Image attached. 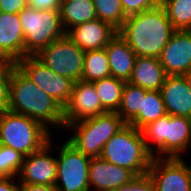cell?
<instances>
[{
	"label": "cell",
	"instance_id": "obj_34",
	"mask_svg": "<svg viewBox=\"0 0 191 191\" xmlns=\"http://www.w3.org/2000/svg\"><path fill=\"white\" fill-rule=\"evenodd\" d=\"M15 180L16 177L0 178V191H19V181L17 184Z\"/></svg>",
	"mask_w": 191,
	"mask_h": 191
},
{
	"label": "cell",
	"instance_id": "obj_26",
	"mask_svg": "<svg viewBox=\"0 0 191 191\" xmlns=\"http://www.w3.org/2000/svg\"><path fill=\"white\" fill-rule=\"evenodd\" d=\"M175 30H191V0H161Z\"/></svg>",
	"mask_w": 191,
	"mask_h": 191
},
{
	"label": "cell",
	"instance_id": "obj_18",
	"mask_svg": "<svg viewBox=\"0 0 191 191\" xmlns=\"http://www.w3.org/2000/svg\"><path fill=\"white\" fill-rule=\"evenodd\" d=\"M160 92L168 115L191 118V91L184 75L166 76Z\"/></svg>",
	"mask_w": 191,
	"mask_h": 191
},
{
	"label": "cell",
	"instance_id": "obj_30",
	"mask_svg": "<svg viewBox=\"0 0 191 191\" xmlns=\"http://www.w3.org/2000/svg\"><path fill=\"white\" fill-rule=\"evenodd\" d=\"M161 0H121L126 17L154 9L160 5Z\"/></svg>",
	"mask_w": 191,
	"mask_h": 191
},
{
	"label": "cell",
	"instance_id": "obj_19",
	"mask_svg": "<svg viewBox=\"0 0 191 191\" xmlns=\"http://www.w3.org/2000/svg\"><path fill=\"white\" fill-rule=\"evenodd\" d=\"M109 60L110 76L128 82L132 76L136 54L117 34L105 47Z\"/></svg>",
	"mask_w": 191,
	"mask_h": 191
},
{
	"label": "cell",
	"instance_id": "obj_36",
	"mask_svg": "<svg viewBox=\"0 0 191 191\" xmlns=\"http://www.w3.org/2000/svg\"><path fill=\"white\" fill-rule=\"evenodd\" d=\"M185 78L188 82V85H189V88H190V91H191V71L189 73H186L185 75Z\"/></svg>",
	"mask_w": 191,
	"mask_h": 191
},
{
	"label": "cell",
	"instance_id": "obj_4",
	"mask_svg": "<svg viewBox=\"0 0 191 191\" xmlns=\"http://www.w3.org/2000/svg\"><path fill=\"white\" fill-rule=\"evenodd\" d=\"M100 157L131 171L135 176L147 174L153 159L141 130L129 124H125L105 143Z\"/></svg>",
	"mask_w": 191,
	"mask_h": 191
},
{
	"label": "cell",
	"instance_id": "obj_22",
	"mask_svg": "<svg viewBox=\"0 0 191 191\" xmlns=\"http://www.w3.org/2000/svg\"><path fill=\"white\" fill-rule=\"evenodd\" d=\"M167 115L161 92L158 90L147 91L142 97L141 110L128 123L141 130L147 124Z\"/></svg>",
	"mask_w": 191,
	"mask_h": 191
},
{
	"label": "cell",
	"instance_id": "obj_15",
	"mask_svg": "<svg viewBox=\"0 0 191 191\" xmlns=\"http://www.w3.org/2000/svg\"><path fill=\"white\" fill-rule=\"evenodd\" d=\"M24 58V34L19 14L0 12V61L16 64Z\"/></svg>",
	"mask_w": 191,
	"mask_h": 191
},
{
	"label": "cell",
	"instance_id": "obj_9",
	"mask_svg": "<svg viewBox=\"0 0 191 191\" xmlns=\"http://www.w3.org/2000/svg\"><path fill=\"white\" fill-rule=\"evenodd\" d=\"M84 55L85 51L65 35L53 41L35 57L58 75L77 82L81 80Z\"/></svg>",
	"mask_w": 191,
	"mask_h": 191
},
{
	"label": "cell",
	"instance_id": "obj_11",
	"mask_svg": "<svg viewBox=\"0 0 191 191\" xmlns=\"http://www.w3.org/2000/svg\"><path fill=\"white\" fill-rule=\"evenodd\" d=\"M148 173L156 191L191 190V164L183 158H153Z\"/></svg>",
	"mask_w": 191,
	"mask_h": 191
},
{
	"label": "cell",
	"instance_id": "obj_32",
	"mask_svg": "<svg viewBox=\"0 0 191 191\" xmlns=\"http://www.w3.org/2000/svg\"><path fill=\"white\" fill-rule=\"evenodd\" d=\"M27 6V0H0V12L19 14Z\"/></svg>",
	"mask_w": 191,
	"mask_h": 191
},
{
	"label": "cell",
	"instance_id": "obj_35",
	"mask_svg": "<svg viewBox=\"0 0 191 191\" xmlns=\"http://www.w3.org/2000/svg\"><path fill=\"white\" fill-rule=\"evenodd\" d=\"M19 191H57L55 186L19 183Z\"/></svg>",
	"mask_w": 191,
	"mask_h": 191
},
{
	"label": "cell",
	"instance_id": "obj_20",
	"mask_svg": "<svg viewBox=\"0 0 191 191\" xmlns=\"http://www.w3.org/2000/svg\"><path fill=\"white\" fill-rule=\"evenodd\" d=\"M166 76L159 58L136 57L132 76L128 82L148 91H160Z\"/></svg>",
	"mask_w": 191,
	"mask_h": 191
},
{
	"label": "cell",
	"instance_id": "obj_12",
	"mask_svg": "<svg viewBox=\"0 0 191 191\" xmlns=\"http://www.w3.org/2000/svg\"><path fill=\"white\" fill-rule=\"evenodd\" d=\"M53 137L40 150L24 156L22 167L17 175L19 183L55 186L57 179L56 158L50 154Z\"/></svg>",
	"mask_w": 191,
	"mask_h": 191
},
{
	"label": "cell",
	"instance_id": "obj_31",
	"mask_svg": "<svg viewBox=\"0 0 191 191\" xmlns=\"http://www.w3.org/2000/svg\"><path fill=\"white\" fill-rule=\"evenodd\" d=\"M114 191H156L155 184L149 173L135 176L130 182Z\"/></svg>",
	"mask_w": 191,
	"mask_h": 191
},
{
	"label": "cell",
	"instance_id": "obj_1",
	"mask_svg": "<svg viewBox=\"0 0 191 191\" xmlns=\"http://www.w3.org/2000/svg\"><path fill=\"white\" fill-rule=\"evenodd\" d=\"M8 110L41 122L46 128L65 129L64 109L11 63Z\"/></svg>",
	"mask_w": 191,
	"mask_h": 191
},
{
	"label": "cell",
	"instance_id": "obj_8",
	"mask_svg": "<svg viewBox=\"0 0 191 191\" xmlns=\"http://www.w3.org/2000/svg\"><path fill=\"white\" fill-rule=\"evenodd\" d=\"M57 162V191H92L89 183L90 156L79 152L67 139L59 147Z\"/></svg>",
	"mask_w": 191,
	"mask_h": 191
},
{
	"label": "cell",
	"instance_id": "obj_2",
	"mask_svg": "<svg viewBox=\"0 0 191 191\" xmlns=\"http://www.w3.org/2000/svg\"><path fill=\"white\" fill-rule=\"evenodd\" d=\"M174 31L164 8L159 5L128 16L118 34L137 57L159 58Z\"/></svg>",
	"mask_w": 191,
	"mask_h": 191
},
{
	"label": "cell",
	"instance_id": "obj_33",
	"mask_svg": "<svg viewBox=\"0 0 191 191\" xmlns=\"http://www.w3.org/2000/svg\"><path fill=\"white\" fill-rule=\"evenodd\" d=\"M63 0H27L28 6L36 10H54L60 11Z\"/></svg>",
	"mask_w": 191,
	"mask_h": 191
},
{
	"label": "cell",
	"instance_id": "obj_29",
	"mask_svg": "<svg viewBox=\"0 0 191 191\" xmlns=\"http://www.w3.org/2000/svg\"><path fill=\"white\" fill-rule=\"evenodd\" d=\"M11 62L0 61V113L8 110Z\"/></svg>",
	"mask_w": 191,
	"mask_h": 191
},
{
	"label": "cell",
	"instance_id": "obj_24",
	"mask_svg": "<svg viewBox=\"0 0 191 191\" xmlns=\"http://www.w3.org/2000/svg\"><path fill=\"white\" fill-rule=\"evenodd\" d=\"M109 76V60L105 48L85 51L81 80L94 82Z\"/></svg>",
	"mask_w": 191,
	"mask_h": 191
},
{
	"label": "cell",
	"instance_id": "obj_5",
	"mask_svg": "<svg viewBox=\"0 0 191 191\" xmlns=\"http://www.w3.org/2000/svg\"><path fill=\"white\" fill-rule=\"evenodd\" d=\"M52 133L36 119L9 110L0 113V145L24 156L40 150L49 142Z\"/></svg>",
	"mask_w": 191,
	"mask_h": 191
},
{
	"label": "cell",
	"instance_id": "obj_21",
	"mask_svg": "<svg viewBox=\"0 0 191 191\" xmlns=\"http://www.w3.org/2000/svg\"><path fill=\"white\" fill-rule=\"evenodd\" d=\"M60 17L65 32L78 24L96 19L93 0H63Z\"/></svg>",
	"mask_w": 191,
	"mask_h": 191
},
{
	"label": "cell",
	"instance_id": "obj_7",
	"mask_svg": "<svg viewBox=\"0 0 191 191\" xmlns=\"http://www.w3.org/2000/svg\"><path fill=\"white\" fill-rule=\"evenodd\" d=\"M19 18L24 34V57L36 56L53 41L66 35L60 11H39L27 6L19 13Z\"/></svg>",
	"mask_w": 191,
	"mask_h": 191
},
{
	"label": "cell",
	"instance_id": "obj_16",
	"mask_svg": "<svg viewBox=\"0 0 191 191\" xmlns=\"http://www.w3.org/2000/svg\"><path fill=\"white\" fill-rule=\"evenodd\" d=\"M118 34L110 24L96 18L78 24L66 32L83 51L103 49Z\"/></svg>",
	"mask_w": 191,
	"mask_h": 191
},
{
	"label": "cell",
	"instance_id": "obj_14",
	"mask_svg": "<svg viewBox=\"0 0 191 191\" xmlns=\"http://www.w3.org/2000/svg\"><path fill=\"white\" fill-rule=\"evenodd\" d=\"M167 76L191 71V30H175L159 57Z\"/></svg>",
	"mask_w": 191,
	"mask_h": 191
},
{
	"label": "cell",
	"instance_id": "obj_6",
	"mask_svg": "<svg viewBox=\"0 0 191 191\" xmlns=\"http://www.w3.org/2000/svg\"><path fill=\"white\" fill-rule=\"evenodd\" d=\"M125 122L117 112H106L72 124H65V130L73 131L68 141L81 153L100 157L103 147L124 126Z\"/></svg>",
	"mask_w": 191,
	"mask_h": 191
},
{
	"label": "cell",
	"instance_id": "obj_17",
	"mask_svg": "<svg viewBox=\"0 0 191 191\" xmlns=\"http://www.w3.org/2000/svg\"><path fill=\"white\" fill-rule=\"evenodd\" d=\"M135 175L101 157H92L89 164V183L93 191H114L130 182Z\"/></svg>",
	"mask_w": 191,
	"mask_h": 191
},
{
	"label": "cell",
	"instance_id": "obj_13",
	"mask_svg": "<svg viewBox=\"0 0 191 191\" xmlns=\"http://www.w3.org/2000/svg\"><path fill=\"white\" fill-rule=\"evenodd\" d=\"M106 113L92 82L79 80L74 82L71 99L64 108L65 124Z\"/></svg>",
	"mask_w": 191,
	"mask_h": 191
},
{
	"label": "cell",
	"instance_id": "obj_28",
	"mask_svg": "<svg viewBox=\"0 0 191 191\" xmlns=\"http://www.w3.org/2000/svg\"><path fill=\"white\" fill-rule=\"evenodd\" d=\"M24 155L10 147L0 145V178L17 177Z\"/></svg>",
	"mask_w": 191,
	"mask_h": 191
},
{
	"label": "cell",
	"instance_id": "obj_3",
	"mask_svg": "<svg viewBox=\"0 0 191 191\" xmlns=\"http://www.w3.org/2000/svg\"><path fill=\"white\" fill-rule=\"evenodd\" d=\"M141 132L153 158H183V153L191 150V118L167 114L144 126Z\"/></svg>",
	"mask_w": 191,
	"mask_h": 191
},
{
	"label": "cell",
	"instance_id": "obj_23",
	"mask_svg": "<svg viewBox=\"0 0 191 191\" xmlns=\"http://www.w3.org/2000/svg\"><path fill=\"white\" fill-rule=\"evenodd\" d=\"M106 112H117L121 103L125 81L112 76L92 82Z\"/></svg>",
	"mask_w": 191,
	"mask_h": 191
},
{
	"label": "cell",
	"instance_id": "obj_27",
	"mask_svg": "<svg viewBox=\"0 0 191 191\" xmlns=\"http://www.w3.org/2000/svg\"><path fill=\"white\" fill-rule=\"evenodd\" d=\"M93 3L98 19L110 24L117 31L122 28L127 17L124 14L121 0H93Z\"/></svg>",
	"mask_w": 191,
	"mask_h": 191
},
{
	"label": "cell",
	"instance_id": "obj_25",
	"mask_svg": "<svg viewBox=\"0 0 191 191\" xmlns=\"http://www.w3.org/2000/svg\"><path fill=\"white\" fill-rule=\"evenodd\" d=\"M148 90L126 82L122 91L121 103L117 114L128 124L141 110L142 97Z\"/></svg>",
	"mask_w": 191,
	"mask_h": 191
},
{
	"label": "cell",
	"instance_id": "obj_10",
	"mask_svg": "<svg viewBox=\"0 0 191 191\" xmlns=\"http://www.w3.org/2000/svg\"><path fill=\"white\" fill-rule=\"evenodd\" d=\"M15 65L63 109L66 107L71 99L74 81L53 72L35 56H25Z\"/></svg>",
	"mask_w": 191,
	"mask_h": 191
}]
</instances>
